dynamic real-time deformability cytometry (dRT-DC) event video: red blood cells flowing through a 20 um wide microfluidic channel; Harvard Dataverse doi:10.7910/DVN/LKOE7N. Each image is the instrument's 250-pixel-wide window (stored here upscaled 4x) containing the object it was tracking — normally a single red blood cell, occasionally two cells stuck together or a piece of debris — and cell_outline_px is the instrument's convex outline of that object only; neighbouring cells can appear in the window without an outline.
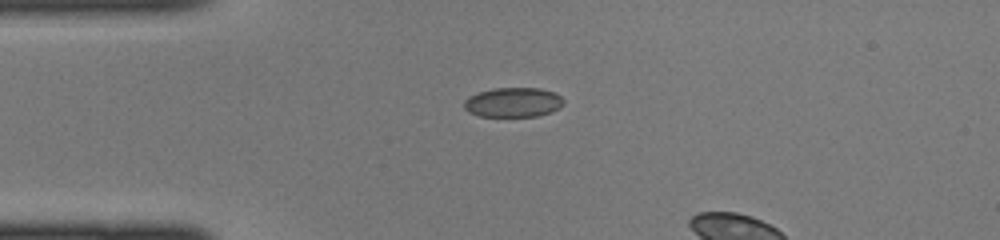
{"species": "common noctule bat (a hibernating species)", "species_latin": "Nyctalus noctula", "temperature_condition": "cold", "stored_images_in_passage": 4, "camera_frame_rate_fps": 3000, "um_per_image_px": 0.085, "animal": {"sex": "female", "body_mass_g": 22.0, "forearm_length_mm": 56.7}, "frame": {"image": 1, "passage_image": 1, "time_ms": 0.0, "image_size_px": [1000, 240], "cell_outline_px": [[564, 104], [560, 108], [552, 112], [536, 116], [480, 116], [468, 112], [464, 108], [464, 100], [480, 92], [496, 88], [540, 88], [552, 92], [560, 96], [564, 100]], "centroid_in_image_um": [43.65, 8.71], "position_along_channel_um": 41.4, "area_um2": 17.05}}